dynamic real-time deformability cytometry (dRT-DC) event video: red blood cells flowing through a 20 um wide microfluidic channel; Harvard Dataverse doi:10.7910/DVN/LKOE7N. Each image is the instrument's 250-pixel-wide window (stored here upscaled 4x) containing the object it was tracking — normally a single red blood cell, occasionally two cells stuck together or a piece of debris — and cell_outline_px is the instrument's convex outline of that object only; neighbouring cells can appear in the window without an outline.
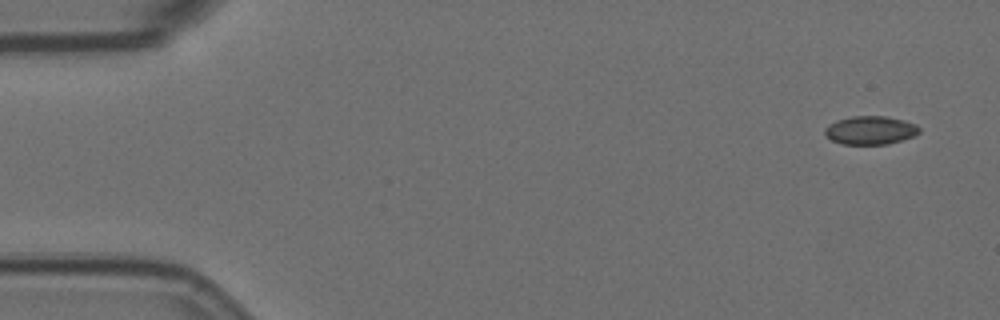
{"species": "Egyptian fruit bat (a non-hibernating species)", "species_latin": "Rousettus aegyptiacus", "temperature_condition": "room temperature", "stored_images_in_passage": 12, "camera_frame_rate_fps": 3000, "um_per_image_px": 0.085, "animal": {"sex": "female"}, "frame": {"image": 1, "passage_image": 1, "time_ms": 0.0, "image_size_px": [1000, 320], "cell_outline_px": [[920, 132], [916, 136], [888, 144], [844, 144], [832, 140], [824, 132], [824, 128], [828, 124], [836, 120], [852, 116], [888, 116], [904, 120], [916, 124], [920, 128]], "centroid_in_image_um": [74.01, 11.06], "position_along_channel_um": 11.0, "area_um2": 15.78}}
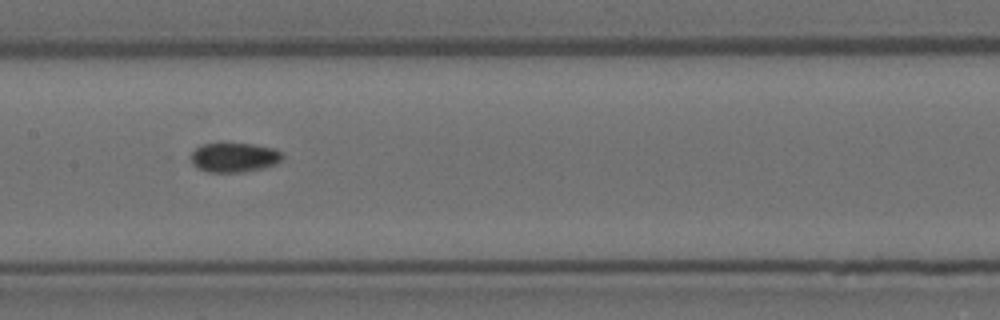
{"frame": {"image": 2, "passage_image": 7, "time_ms": 2.0, "image_size_px": [1000, 320], "cell_outline_px": [[284, 156], [276, 164], [264, 168], [244, 172], [208, 172], [196, 168], [192, 164], [188, 156], [200, 144], [220, 140], [252, 144], [276, 148], [284, 152]], "centroid_in_image_um": [19.87, 13.33], "position_along_channel_um": 187.5, "area_um2": 16.76}}
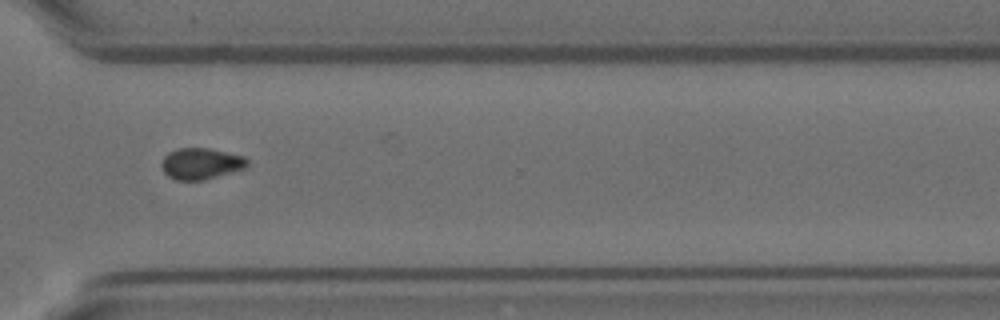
{"frame": {"image": 3, "passage_image": 11, "time_ms": 3.333, "image_size_px": [1000, 320], "cell_outline_px": [[248, 168], [204, 180], [176, 180], [168, 176], [164, 172], [160, 164], [164, 156], [168, 152], [176, 148], [208, 148], [244, 156], [248, 160]], "centroid_in_image_um": [17.09, 13.91], "position_along_channel_um": 353.5, "area_um2": 15.84}}